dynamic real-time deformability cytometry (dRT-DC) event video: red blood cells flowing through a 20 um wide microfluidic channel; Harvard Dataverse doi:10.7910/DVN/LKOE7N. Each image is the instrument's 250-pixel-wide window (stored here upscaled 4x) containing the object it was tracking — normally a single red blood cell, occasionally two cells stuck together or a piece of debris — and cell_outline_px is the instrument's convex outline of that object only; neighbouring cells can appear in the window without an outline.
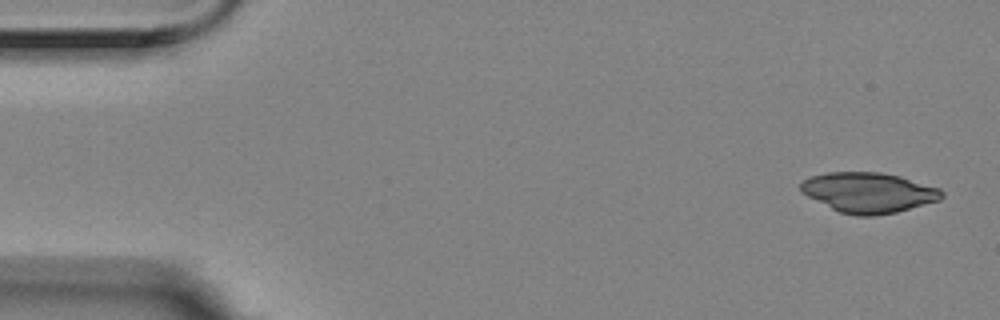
{"species": "Egyptian fruit bat (a non-hibernating species)", "species_latin": "Rousettus aegyptiacus", "temperature_condition": "room temperature", "stored_images_in_passage": 4, "camera_frame_rate_fps": 3000, "um_per_image_px": 0.085, "animal": {"sex": "female"}, "frame": {"image": 1, "passage_image": 1, "time_ms": 0.0, "image_size_px": [1000, 320], "cell_outline_px": [[944, 196], [940, 200], [896, 212], [876, 216], [856, 216], [840, 212], [800, 192], [800, 184], [804, 180], [812, 176], [828, 172], [880, 172], [900, 176], [940, 188], [944, 192]], "centroid_in_image_um": [73.85, 16.36], "position_along_channel_um": 11.1, "area_um2": 32.95}}